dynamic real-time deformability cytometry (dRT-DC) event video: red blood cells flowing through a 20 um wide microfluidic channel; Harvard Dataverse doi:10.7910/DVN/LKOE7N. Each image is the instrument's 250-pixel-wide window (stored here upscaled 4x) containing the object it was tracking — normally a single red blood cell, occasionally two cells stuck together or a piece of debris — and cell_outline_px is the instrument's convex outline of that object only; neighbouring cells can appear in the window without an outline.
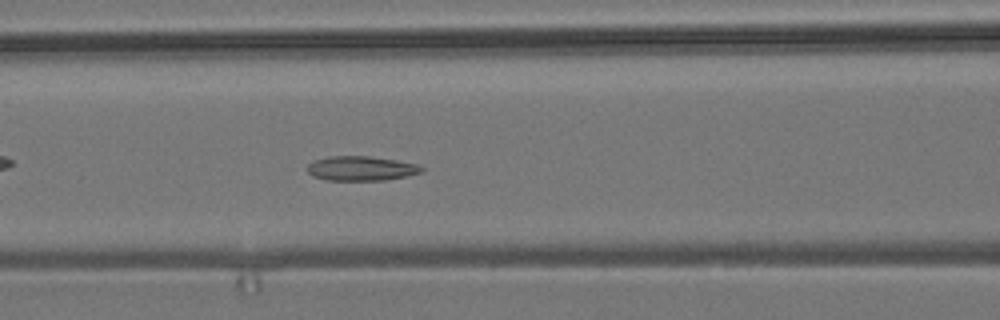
{"species": "common noctule bat (a hibernating species)", "species_latin": "Nyctalus noctula", "temperature_condition": "room temperature", "stored_images_in_passage": 46, "camera_frame_rate_fps": 3000, "um_per_image_px": 0.085, "animal": {"sex": "male", "body_mass_g": 19.2, "forearm_length_mm": 51.8}, "frame": {"image": 1, "passage_image": 14, "time_ms": 4.333, "image_size_px": [1000, 320], "cell_outline_px": [[424, 168], [420, 172], [408, 176], [384, 180], [328, 180], [312, 176], [308, 172], [308, 164], [316, 160], [328, 156], [368, 156], [396, 160], [416, 164]], "centroid_in_image_um": [30.69, 14.31], "position_along_channel_um": 135.9, "area_um2": 16.18}}
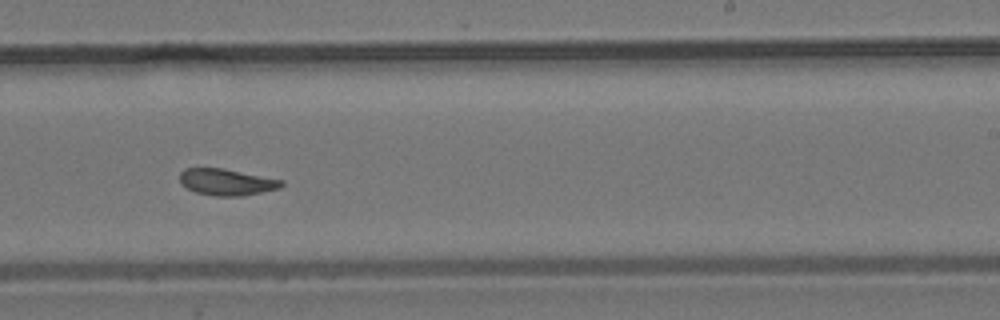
{"frame": {"image": 2, "passage_image": 25, "time_ms": 8.0, "image_size_px": [1000, 320], "cell_outline_px": [[284, 184], [280, 188], [244, 196], [216, 196], [196, 192], [180, 184], [180, 172], [184, 168], [224, 168], [284, 180]], "centroid_in_image_um": [19.28, 15.47], "position_along_channel_um": 269.7, "area_um2": 15.84}}
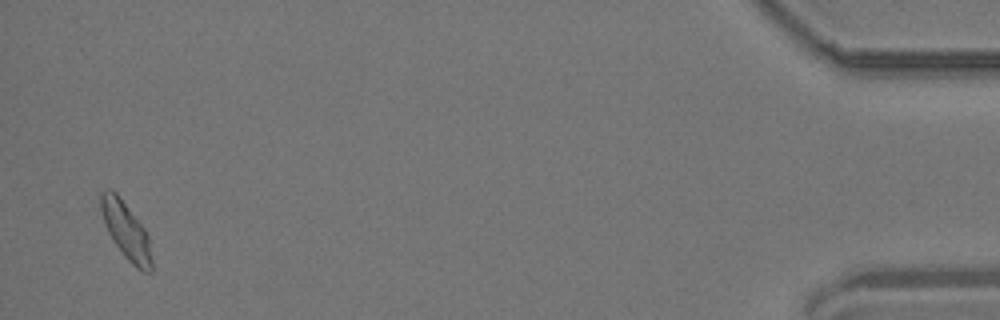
{"frame": {"image": 3, "passage_image": 45, "time_ms": 14.667, "image_size_px": [1000, 320], "cell_outline_px": [[152, 272], [140, 272], [124, 256], [112, 240], [104, 224], [100, 208], [100, 192], [104, 188], [112, 188], [116, 192], [144, 228], [148, 236], [152, 260]], "centroid_in_image_um": [10.69, 19.6], "position_along_channel_um": 424.5, "area_um2": 17.05}, "authors_computed_cell_mechanics": {"area_um2": 16.473, "velocity_mm_per_s": 3.6648, "shape_relaxation_time_tau1_ms": null, "shape_relaxation_time_tau2_ms": 2.1454, "deformation_change_tau1": null, "deformation_change_tau2": 0.0921}}